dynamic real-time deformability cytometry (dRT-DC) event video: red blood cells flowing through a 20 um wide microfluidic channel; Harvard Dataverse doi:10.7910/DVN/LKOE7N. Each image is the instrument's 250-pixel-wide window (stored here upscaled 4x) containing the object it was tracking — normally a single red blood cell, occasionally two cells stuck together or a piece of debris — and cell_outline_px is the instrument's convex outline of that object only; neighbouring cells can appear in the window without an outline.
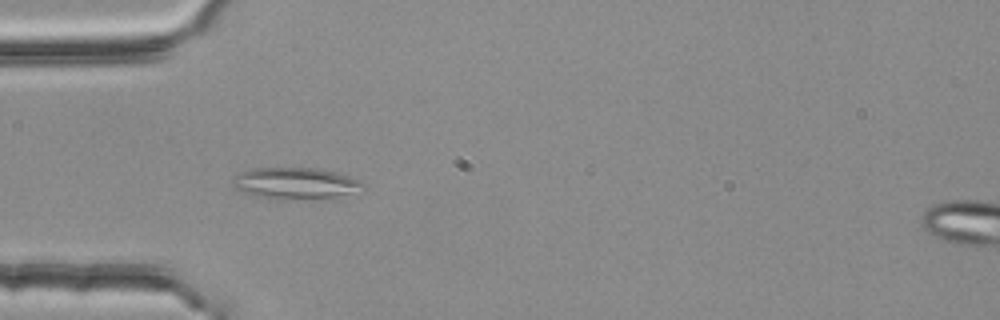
{"species": "common noctule bat (a hibernating species)", "species_latin": "Nyctalus noctula", "temperature_condition": "room temperature", "stored_images_in_passage": 6, "camera_frame_rate_fps": 3000, "um_per_image_px": 0.085, "animal": {"sex": "female", "body_mass_g": 25.1}, "frame": {"image": 1, "passage_image": 3, "time_ms": 0.667, "image_size_px": [1000, 320], "cell_outline_px": [[368, 188], [332, 196], [280, 200], [252, 196], [236, 188], [232, 184], [232, 180], [240, 172], [252, 168], [316, 168], [336, 172], [360, 180]], "centroid_in_image_um": [25.06, 15.57], "position_along_channel_um": 59.9, "area_um2": 23.64}}